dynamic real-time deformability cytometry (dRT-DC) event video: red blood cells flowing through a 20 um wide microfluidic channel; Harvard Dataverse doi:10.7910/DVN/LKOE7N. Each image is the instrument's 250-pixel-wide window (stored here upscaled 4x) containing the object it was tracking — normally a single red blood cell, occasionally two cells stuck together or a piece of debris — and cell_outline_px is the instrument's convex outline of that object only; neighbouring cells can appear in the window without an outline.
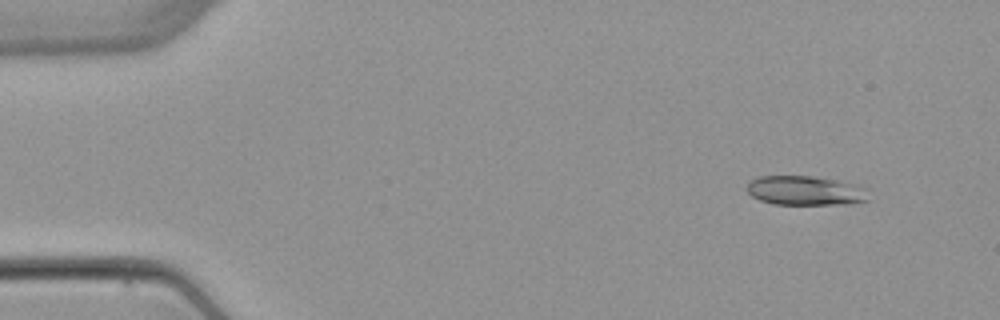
{"species": "common noctule bat (a hibernating species)", "species_latin": "Nyctalus noctula", "temperature_condition": "warm", "stored_images_in_passage": 6, "camera_frame_rate_fps": 3000, "um_per_image_px": 0.085, "animal": {"sex": "female", "body_mass_g": 22.7, "forearm_length_mm": 54.2}, "frame": {"image": 1, "passage_image": 2, "time_ms": 1.333, "image_size_px": [1000, 320], "cell_outline_px": [[868, 200], [848, 204], [772, 204], [760, 200], [752, 196], [748, 192], [748, 184], [752, 180], [760, 176], [812, 176], [832, 180], [868, 188]], "centroid_in_image_um": [68.45, 16.21], "position_along_channel_um": 16.5, "area_um2": 20.52}}
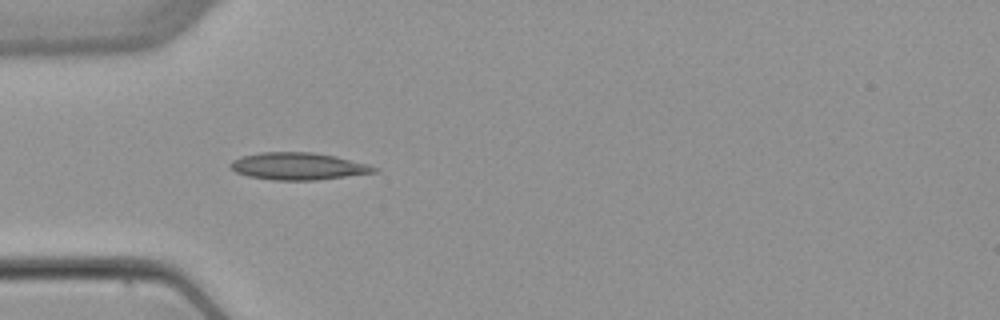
{"frame": {"image": 2, "passage_image": 5, "time_ms": 5.0, "image_size_px": [1000, 320], "cell_outline_px": [[380, 172], [316, 180], [272, 180], [248, 176], [236, 172], [228, 164], [232, 160], [240, 156], [260, 152], [312, 152], [336, 156], [368, 164], [380, 168]], "centroid_in_image_um": [25.37, 14.13], "position_along_channel_um": 59.6, "area_um2": 23.0}}